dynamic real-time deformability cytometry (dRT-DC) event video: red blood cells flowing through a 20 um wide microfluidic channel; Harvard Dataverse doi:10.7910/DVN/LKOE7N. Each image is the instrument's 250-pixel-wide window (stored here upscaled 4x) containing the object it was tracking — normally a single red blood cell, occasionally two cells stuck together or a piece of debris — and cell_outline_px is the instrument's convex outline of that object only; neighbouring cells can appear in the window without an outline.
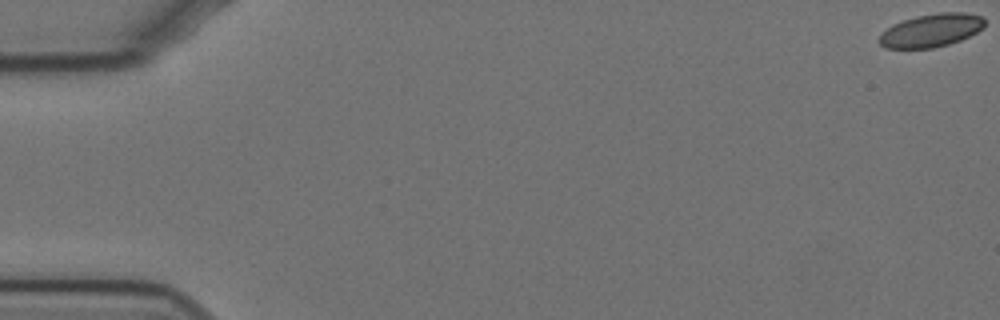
{"species": "Egyptian fruit bat (a non-hibernating species)", "species_latin": "Rousettus aegyptiacus", "temperature_condition": "cold", "stored_images_in_passage": 20, "camera_frame_rate_fps": 3000, "um_per_image_px": 0.085, "animal": {"sex": "female"}, "frame": {"image": 1, "passage_image": 1, "time_ms": 0.0, "image_size_px": [1000, 320], "cell_outline_px": [[984, 28], [960, 40], [948, 44], [932, 48], [884, 48], [880, 44], [880, 36], [892, 24], [916, 16], [940, 12], [964, 12], [984, 16]], "centroid_in_image_um": [79.18, 2.57], "position_along_channel_um": 5.8, "area_um2": 20.23}}
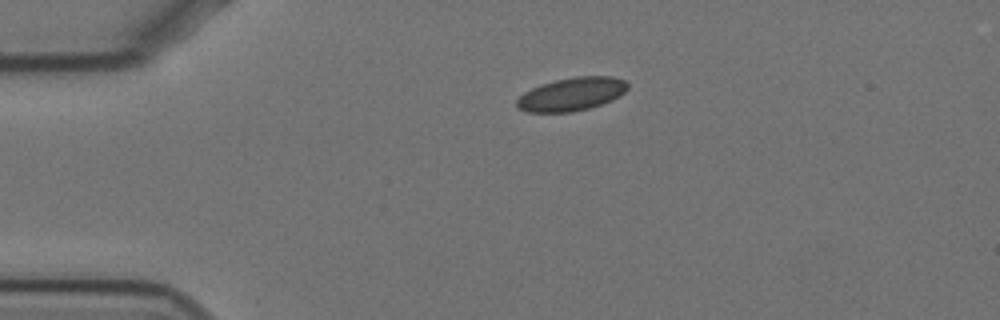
{"frame": {"image": 2, "passage_image": 14, "time_ms": 4.333, "image_size_px": [1000, 320], "cell_outline_px": [[628, 88], [620, 96], [612, 100], [588, 108], [572, 112], [528, 112], [520, 108], [516, 104], [516, 100], [524, 92], [540, 84], [556, 80], [576, 76], [612, 76], [624, 80], [628, 84]], "centroid_in_image_um": [48.6, 7.99], "position_along_channel_um": 36.4, "area_um2": 21.39}}